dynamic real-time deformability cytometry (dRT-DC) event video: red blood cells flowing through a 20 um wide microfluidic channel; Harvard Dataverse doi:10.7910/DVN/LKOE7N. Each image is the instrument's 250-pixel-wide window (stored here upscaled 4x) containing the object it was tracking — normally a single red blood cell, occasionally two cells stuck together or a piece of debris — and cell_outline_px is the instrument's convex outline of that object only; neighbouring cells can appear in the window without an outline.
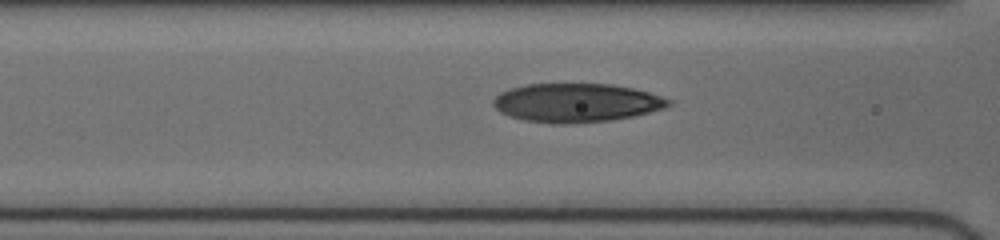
{"species": "human", "species_latin": "Homo sapiens", "temperature_condition": "cold", "stored_images_in_passage": 7, "segment_of_instrument_passage": [2, 2], "camera_frame_rate_fps": 3000, "um_per_image_px": 0.085, "donor": {"sex": "female"}, "frame": {"image": 1, "passage_image": 7, "time_ms": 3.0, "image_size_px": [1000, 240], "cell_outline_px": [[672, 104], [664, 108], [632, 116], [612, 120], [572, 124], [556, 124], [524, 120], [508, 116], [500, 112], [492, 104], [492, 100], [500, 92], [512, 88], [528, 84], [612, 84], [632, 88], [648, 92], [672, 100]], "centroid_in_image_um": [48.97, 8.74], "position_along_channel_um": 117.6, "area_um2": 39.59}}